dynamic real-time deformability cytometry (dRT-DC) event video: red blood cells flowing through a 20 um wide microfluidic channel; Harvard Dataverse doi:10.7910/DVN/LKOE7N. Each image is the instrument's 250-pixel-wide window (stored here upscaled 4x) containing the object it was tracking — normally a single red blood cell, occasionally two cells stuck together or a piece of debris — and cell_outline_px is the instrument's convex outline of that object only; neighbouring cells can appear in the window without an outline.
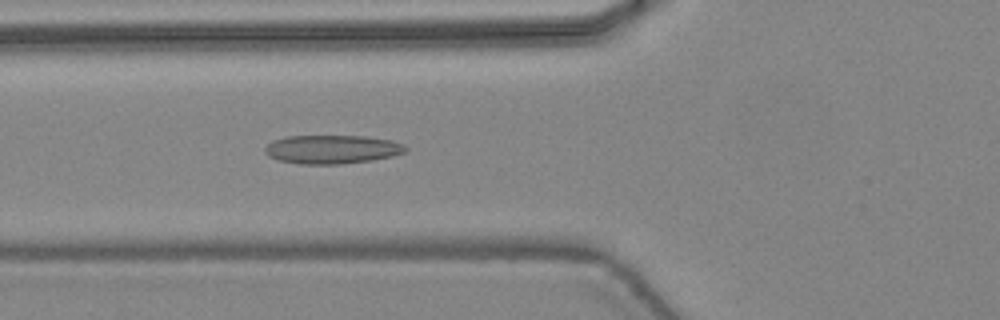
{"species": "common noctule bat (a hibernating species)", "species_latin": "Nyctalus noctula", "temperature_condition": "warm", "stored_images_in_passage": 34, "camera_frame_rate_fps": 3000, "um_per_image_px": 0.085, "animal": {"sex": "female", "body_mass_g": 24.6, "forearm_length_mm": 56.2}, "frame": {"image": 1, "passage_image": 18, "time_ms": 5.667, "image_size_px": [1000, 320], "cell_outline_px": [[408, 148], [404, 152], [392, 156], [372, 160], [340, 164], [300, 164], [280, 160], [268, 156], [264, 152], [264, 148], [272, 140], [288, 136], [364, 136], [392, 140], [404, 144]], "centroid_in_image_um": [28.22, 12.69], "position_along_channel_um": 97.6, "area_um2": 23.52}}
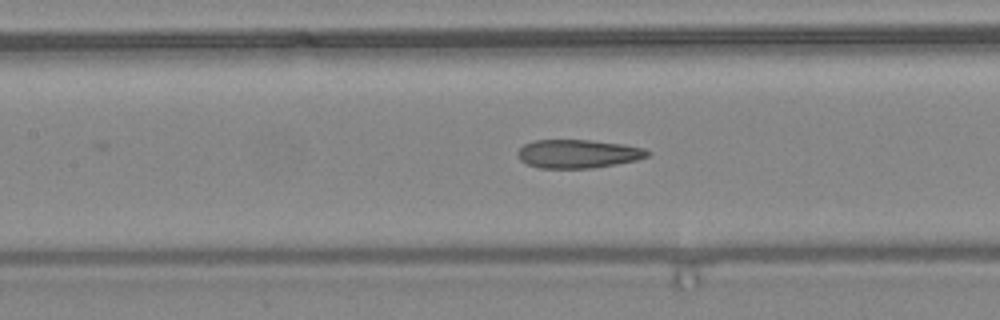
{"frame": {"image": 2, "passage_image": 22, "time_ms": 7.0, "image_size_px": [1000, 320], "cell_outline_px": [[652, 152], [648, 156], [636, 160], [616, 164], [592, 168], [540, 168], [528, 164], [520, 160], [516, 152], [524, 144], [536, 140], [592, 140], [624, 144], [644, 148]], "centroid_in_image_um": [49.15, 13.07], "position_along_channel_um": 158.3, "area_um2": 21.62}}
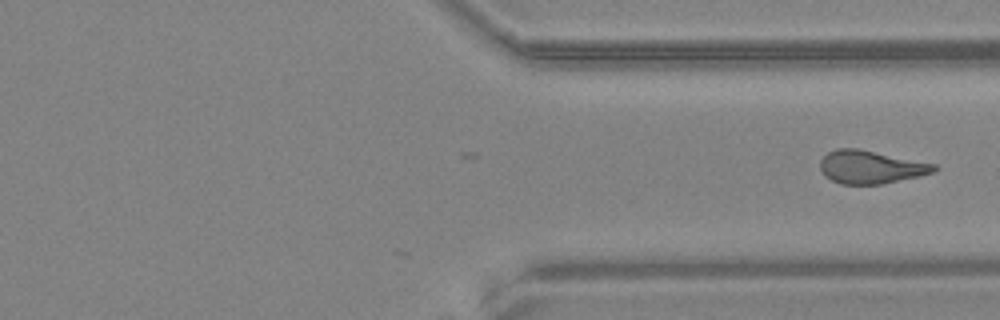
{"frame": {"image": 3, "passage_image": 34, "time_ms": 11.0, "image_size_px": [1000, 320], "cell_outline_px": [[940, 168], [932, 172], [920, 176], [880, 184], [840, 184], [824, 176], [820, 168], [820, 160], [828, 152], [836, 148], [856, 148], [936, 164]], "centroid_in_image_um": [74.0, 14.2], "position_along_channel_um": 337.4, "area_um2": 21.85}}